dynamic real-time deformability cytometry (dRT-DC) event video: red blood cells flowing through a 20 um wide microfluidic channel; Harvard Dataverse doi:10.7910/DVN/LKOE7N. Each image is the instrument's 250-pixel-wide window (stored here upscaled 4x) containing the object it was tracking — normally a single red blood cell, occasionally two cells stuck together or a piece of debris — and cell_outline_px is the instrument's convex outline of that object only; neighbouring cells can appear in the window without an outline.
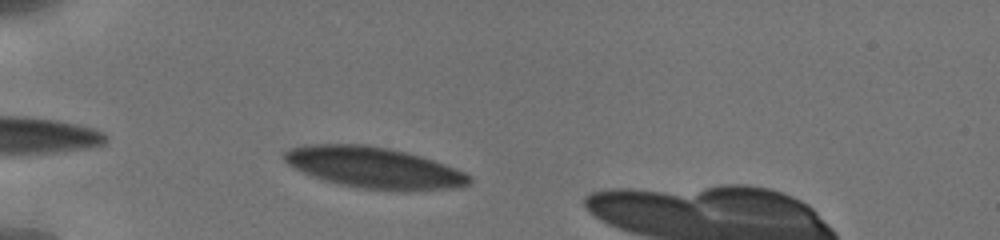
{"species": "human", "species_latin": "Homo sapiens", "temperature_condition": "cold", "stored_images_in_passage": 5, "camera_frame_rate_fps": 3000, "um_per_image_px": 0.085, "donor": {"sex": "male"}, "frame": {"image": 1, "passage_image": 3, "time_ms": 0.667, "image_size_px": [1000, 240], "cell_outline_px": [[472, 180], [468, 184], [456, 188], [404, 192], [364, 188], [340, 184], [324, 180], [312, 176], [288, 164], [280, 156], [284, 152], [292, 148], [304, 144], [364, 144], [388, 148], [420, 156], [444, 164], [464, 172], [472, 176]], "centroid_in_image_um": [31.8, 14.26], "position_along_channel_um": 53.2, "area_um2": 44.39}}
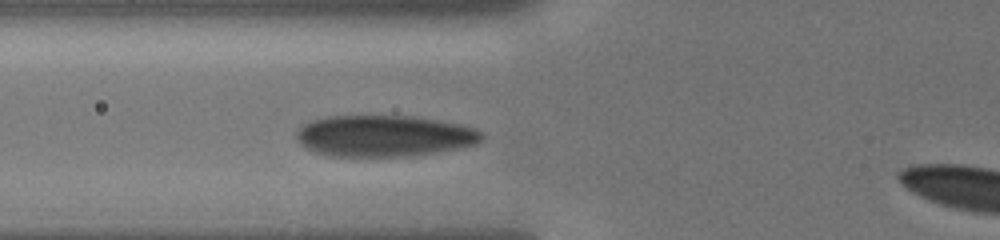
{"frame": {"image": 2, "passage_image": 5, "time_ms": 2.333, "image_size_px": [1000, 240], "cell_outline_px": [[484, 140], [476, 144], [460, 148], [412, 156], [328, 156], [304, 148], [296, 140], [296, 132], [300, 124], [312, 120], [328, 116], [412, 116], [460, 124], [476, 128], [484, 132]], "centroid_in_image_um": [32.65, 11.55], "position_along_channel_um": 93.2, "area_um2": 45.14}}